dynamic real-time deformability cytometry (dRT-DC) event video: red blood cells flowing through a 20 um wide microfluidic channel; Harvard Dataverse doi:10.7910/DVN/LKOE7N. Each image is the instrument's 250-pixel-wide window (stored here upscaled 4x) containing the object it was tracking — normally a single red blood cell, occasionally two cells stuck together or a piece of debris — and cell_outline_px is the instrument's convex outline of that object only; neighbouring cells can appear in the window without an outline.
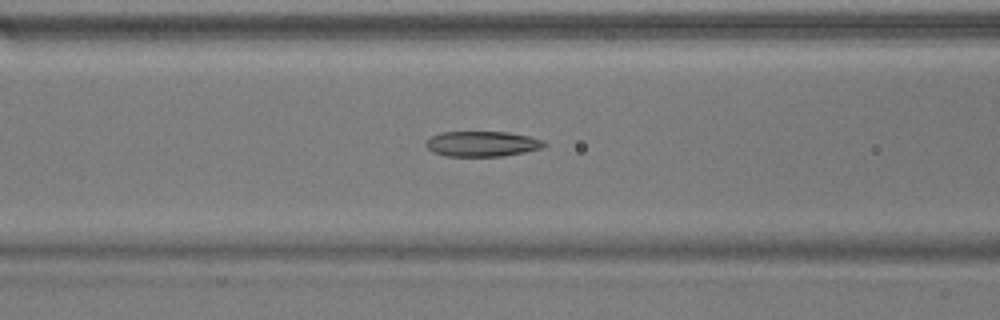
{"species": "common noctule bat (a hibernating species)", "species_latin": "Nyctalus noctula", "temperature_condition": "warm", "stored_images_in_passage": 46, "camera_frame_rate_fps": 3000, "um_per_image_px": 0.085, "animal": {"sex": "male", "body_mass_g": 17.9}, "frame": {"image": 1, "passage_image": 15, "time_ms": 4.667, "image_size_px": [1000, 320], "cell_outline_px": [[548, 144], [540, 148], [524, 152], [504, 156], [444, 156], [432, 152], [424, 144], [432, 136], [444, 132], [508, 132], [528, 136], [544, 140]], "centroid_in_image_um": [40.98, 12.23], "position_along_channel_um": 125.6, "area_um2": 17.4}}
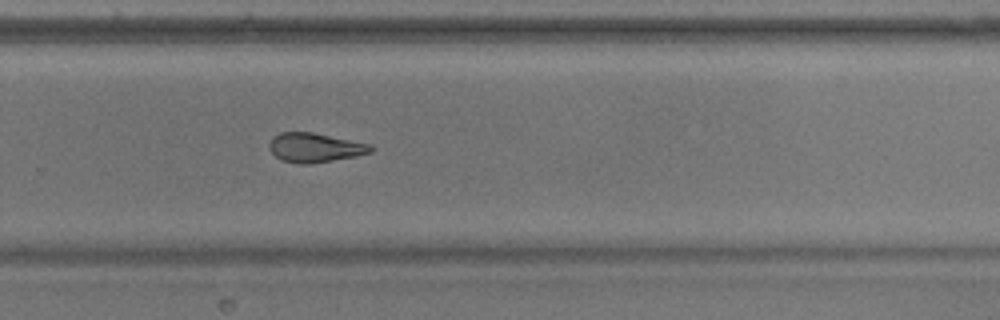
{"frame": {"image": 2, "passage_image": 29, "time_ms": 9.333, "image_size_px": [1000, 320], "cell_outline_px": [[376, 148], [372, 152], [356, 156], [308, 164], [300, 164], [280, 160], [268, 148], [268, 144], [272, 136], [280, 132], [312, 132], [372, 144]], "centroid_in_image_um": [26.77, 12.54], "position_along_channel_um": 303.0, "area_um2": 17.51}}
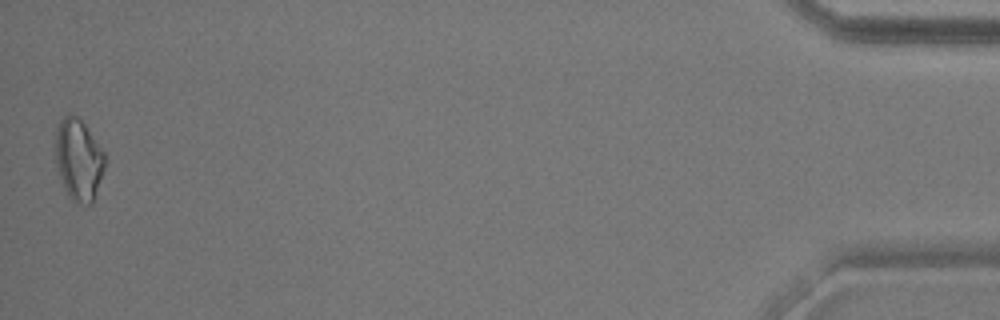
{"frame": {"image": 3, "passage_image": 46, "time_ms": 15.0, "image_size_px": [1000, 320], "cell_outline_px": [[104, 168], [92, 204], [84, 204], [72, 200], [68, 196], [64, 188], [56, 164], [56, 128], [60, 120], [68, 112], [76, 116], [84, 124], [104, 152]], "centroid_in_image_um": [6.66, 13.56], "position_along_channel_um": 428.5, "area_um2": 23.12}, "authors_computed_cell_mechanics": {"area_um2": 18.0914, "velocity_mm_per_s": 3.8128, "shape_relaxation_time_tau1_ms": null, "shape_relaxation_time_tau2_ms": 4.7472, "deformation_change_tau1": null, "deformation_change_tau2": 0.1431}}